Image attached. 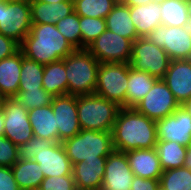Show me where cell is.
Instances as JSON below:
<instances>
[{
  "label": "cell",
  "mask_w": 191,
  "mask_h": 190,
  "mask_svg": "<svg viewBox=\"0 0 191 190\" xmlns=\"http://www.w3.org/2000/svg\"><path fill=\"white\" fill-rule=\"evenodd\" d=\"M121 107L97 94L77 96V112L83 130L109 131L113 129Z\"/></svg>",
  "instance_id": "4"
},
{
  "label": "cell",
  "mask_w": 191,
  "mask_h": 190,
  "mask_svg": "<svg viewBox=\"0 0 191 190\" xmlns=\"http://www.w3.org/2000/svg\"><path fill=\"white\" fill-rule=\"evenodd\" d=\"M81 30V49H86L98 36L106 30L104 18L79 16Z\"/></svg>",
  "instance_id": "33"
},
{
  "label": "cell",
  "mask_w": 191,
  "mask_h": 190,
  "mask_svg": "<svg viewBox=\"0 0 191 190\" xmlns=\"http://www.w3.org/2000/svg\"><path fill=\"white\" fill-rule=\"evenodd\" d=\"M56 143L54 140H46L44 138L33 136L26 143L18 146L19 159L33 160L43 148H49Z\"/></svg>",
  "instance_id": "36"
},
{
  "label": "cell",
  "mask_w": 191,
  "mask_h": 190,
  "mask_svg": "<svg viewBox=\"0 0 191 190\" xmlns=\"http://www.w3.org/2000/svg\"><path fill=\"white\" fill-rule=\"evenodd\" d=\"M42 86L53 97L67 94L68 79L62 59L44 65Z\"/></svg>",
  "instance_id": "27"
},
{
  "label": "cell",
  "mask_w": 191,
  "mask_h": 190,
  "mask_svg": "<svg viewBox=\"0 0 191 190\" xmlns=\"http://www.w3.org/2000/svg\"><path fill=\"white\" fill-rule=\"evenodd\" d=\"M32 24H57L66 16L74 12V1L68 0L57 3L30 1Z\"/></svg>",
  "instance_id": "20"
},
{
  "label": "cell",
  "mask_w": 191,
  "mask_h": 190,
  "mask_svg": "<svg viewBox=\"0 0 191 190\" xmlns=\"http://www.w3.org/2000/svg\"><path fill=\"white\" fill-rule=\"evenodd\" d=\"M11 169L14 179L21 190L40 188L44 176L36 161L19 159Z\"/></svg>",
  "instance_id": "26"
},
{
  "label": "cell",
  "mask_w": 191,
  "mask_h": 190,
  "mask_svg": "<svg viewBox=\"0 0 191 190\" xmlns=\"http://www.w3.org/2000/svg\"><path fill=\"white\" fill-rule=\"evenodd\" d=\"M41 190H77L73 175L52 176L43 179Z\"/></svg>",
  "instance_id": "38"
},
{
  "label": "cell",
  "mask_w": 191,
  "mask_h": 190,
  "mask_svg": "<svg viewBox=\"0 0 191 190\" xmlns=\"http://www.w3.org/2000/svg\"><path fill=\"white\" fill-rule=\"evenodd\" d=\"M152 43L163 48L170 60L191 59V34L187 26H157L146 36Z\"/></svg>",
  "instance_id": "10"
},
{
  "label": "cell",
  "mask_w": 191,
  "mask_h": 190,
  "mask_svg": "<svg viewBox=\"0 0 191 190\" xmlns=\"http://www.w3.org/2000/svg\"><path fill=\"white\" fill-rule=\"evenodd\" d=\"M29 1H41V2H44V3H57V2H63V1H68V0H29Z\"/></svg>",
  "instance_id": "47"
},
{
  "label": "cell",
  "mask_w": 191,
  "mask_h": 190,
  "mask_svg": "<svg viewBox=\"0 0 191 190\" xmlns=\"http://www.w3.org/2000/svg\"><path fill=\"white\" fill-rule=\"evenodd\" d=\"M130 16L139 37H146L161 25L160 4L150 2L146 5L130 7Z\"/></svg>",
  "instance_id": "23"
},
{
  "label": "cell",
  "mask_w": 191,
  "mask_h": 190,
  "mask_svg": "<svg viewBox=\"0 0 191 190\" xmlns=\"http://www.w3.org/2000/svg\"><path fill=\"white\" fill-rule=\"evenodd\" d=\"M6 100H7V97L2 95L0 92V114L3 113L4 111V105Z\"/></svg>",
  "instance_id": "45"
},
{
  "label": "cell",
  "mask_w": 191,
  "mask_h": 190,
  "mask_svg": "<svg viewBox=\"0 0 191 190\" xmlns=\"http://www.w3.org/2000/svg\"><path fill=\"white\" fill-rule=\"evenodd\" d=\"M74 11L79 16L106 18L119 0H73Z\"/></svg>",
  "instance_id": "31"
},
{
  "label": "cell",
  "mask_w": 191,
  "mask_h": 190,
  "mask_svg": "<svg viewBox=\"0 0 191 190\" xmlns=\"http://www.w3.org/2000/svg\"><path fill=\"white\" fill-rule=\"evenodd\" d=\"M22 65V51L0 60V92L7 98L18 94Z\"/></svg>",
  "instance_id": "21"
},
{
  "label": "cell",
  "mask_w": 191,
  "mask_h": 190,
  "mask_svg": "<svg viewBox=\"0 0 191 190\" xmlns=\"http://www.w3.org/2000/svg\"><path fill=\"white\" fill-rule=\"evenodd\" d=\"M66 155L72 165L83 160H98V157H107L115 149L112 132L83 130L62 142Z\"/></svg>",
  "instance_id": "5"
},
{
  "label": "cell",
  "mask_w": 191,
  "mask_h": 190,
  "mask_svg": "<svg viewBox=\"0 0 191 190\" xmlns=\"http://www.w3.org/2000/svg\"><path fill=\"white\" fill-rule=\"evenodd\" d=\"M179 106V102L173 96L165 81L157 79L151 90L134 108L140 114L157 121L171 115Z\"/></svg>",
  "instance_id": "11"
},
{
  "label": "cell",
  "mask_w": 191,
  "mask_h": 190,
  "mask_svg": "<svg viewBox=\"0 0 191 190\" xmlns=\"http://www.w3.org/2000/svg\"><path fill=\"white\" fill-rule=\"evenodd\" d=\"M161 25L184 27L190 22L188 0H165L160 3Z\"/></svg>",
  "instance_id": "29"
},
{
  "label": "cell",
  "mask_w": 191,
  "mask_h": 190,
  "mask_svg": "<svg viewBox=\"0 0 191 190\" xmlns=\"http://www.w3.org/2000/svg\"><path fill=\"white\" fill-rule=\"evenodd\" d=\"M122 4L131 6L146 5L150 2L163 3L165 0H119Z\"/></svg>",
  "instance_id": "42"
},
{
  "label": "cell",
  "mask_w": 191,
  "mask_h": 190,
  "mask_svg": "<svg viewBox=\"0 0 191 190\" xmlns=\"http://www.w3.org/2000/svg\"><path fill=\"white\" fill-rule=\"evenodd\" d=\"M28 117L33 136L59 142L58 126L51 104L28 110Z\"/></svg>",
  "instance_id": "22"
},
{
  "label": "cell",
  "mask_w": 191,
  "mask_h": 190,
  "mask_svg": "<svg viewBox=\"0 0 191 190\" xmlns=\"http://www.w3.org/2000/svg\"><path fill=\"white\" fill-rule=\"evenodd\" d=\"M20 44L14 39L0 33V60L12 56L19 50Z\"/></svg>",
  "instance_id": "40"
},
{
  "label": "cell",
  "mask_w": 191,
  "mask_h": 190,
  "mask_svg": "<svg viewBox=\"0 0 191 190\" xmlns=\"http://www.w3.org/2000/svg\"><path fill=\"white\" fill-rule=\"evenodd\" d=\"M160 190H191V170L185 167L164 170Z\"/></svg>",
  "instance_id": "32"
},
{
  "label": "cell",
  "mask_w": 191,
  "mask_h": 190,
  "mask_svg": "<svg viewBox=\"0 0 191 190\" xmlns=\"http://www.w3.org/2000/svg\"><path fill=\"white\" fill-rule=\"evenodd\" d=\"M128 63H100L95 94L126 107Z\"/></svg>",
  "instance_id": "7"
},
{
  "label": "cell",
  "mask_w": 191,
  "mask_h": 190,
  "mask_svg": "<svg viewBox=\"0 0 191 190\" xmlns=\"http://www.w3.org/2000/svg\"><path fill=\"white\" fill-rule=\"evenodd\" d=\"M166 51L152 43L147 37H139L132 43L130 66L137 71L147 72L163 79L170 64Z\"/></svg>",
  "instance_id": "6"
},
{
  "label": "cell",
  "mask_w": 191,
  "mask_h": 190,
  "mask_svg": "<svg viewBox=\"0 0 191 190\" xmlns=\"http://www.w3.org/2000/svg\"><path fill=\"white\" fill-rule=\"evenodd\" d=\"M0 190H21L14 179L11 167L0 166Z\"/></svg>",
  "instance_id": "39"
},
{
  "label": "cell",
  "mask_w": 191,
  "mask_h": 190,
  "mask_svg": "<svg viewBox=\"0 0 191 190\" xmlns=\"http://www.w3.org/2000/svg\"><path fill=\"white\" fill-rule=\"evenodd\" d=\"M157 141L191 145V116L179 106L171 115L156 121Z\"/></svg>",
  "instance_id": "14"
},
{
  "label": "cell",
  "mask_w": 191,
  "mask_h": 190,
  "mask_svg": "<svg viewBox=\"0 0 191 190\" xmlns=\"http://www.w3.org/2000/svg\"><path fill=\"white\" fill-rule=\"evenodd\" d=\"M0 136H4V113L0 114Z\"/></svg>",
  "instance_id": "46"
},
{
  "label": "cell",
  "mask_w": 191,
  "mask_h": 190,
  "mask_svg": "<svg viewBox=\"0 0 191 190\" xmlns=\"http://www.w3.org/2000/svg\"><path fill=\"white\" fill-rule=\"evenodd\" d=\"M51 106L56 118V126H58L60 143L72 138L81 131L78 121L76 95L65 94L53 97Z\"/></svg>",
  "instance_id": "13"
},
{
  "label": "cell",
  "mask_w": 191,
  "mask_h": 190,
  "mask_svg": "<svg viewBox=\"0 0 191 190\" xmlns=\"http://www.w3.org/2000/svg\"><path fill=\"white\" fill-rule=\"evenodd\" d=\"M183 167L188 168L189 170H191V145H189L186 148V156H185Z\"/></svg>",
  "instance_id": "43"
},
{
  "label": "cell",
  "mask_w": 191,
  "mask_h": 190,
  "mask_svg": "<svg viewBox=\"0 0 191 190\" xmlns=\"http://www.w3.org/2000/svg\"><path fill=\"white\" fill-rule=\"evenodd\" d=\"M107 157L83 160L73 165L72 175L77 190H101Z\"/></svg>",
  "instance_id": "18"
},
{
  "label": "cell",
  "mask_w": 191,
  "mask_h": 190,
  "mask_svg": "<svg viewBox=\"0 0 191 190\" xmlns=\"http://www.w3.org/2000/svg\"><path fill=\"white\" fill-rule=\"evenodd\" d=\"M180 106L191 116V98L183 102Z\"/></svg>",
  "instance_id": "44"
},
{
  "label": "cell",
  "mask_w": 191,
  "mask_h": 190,
  "mask_svg": "<svg viewBox=\"0 0 191 190\" xmlns=\"http://www.w3.org/2000/svg\"><path fill=\"white\" fill-rule=\"evenodd\" d=\"M111 132L114 149L119 152L153 149L158 140L156 121L135 108L121 107Z\"/></svg>",
  "instance_id": "1"
},
{
  "label": "cell",
  "mask_w": 191,
  "mask_h": 190,
  "mask_svg": "<svg viewBox=\"0 0 191 190\" xmlns=\"http://www.w3.org/2000/svg\"><path fill=\"white\" fill-rule=\"evenodd\" d=\"M130 190H160V181L134 176Z\"/></svg>",
  "instance_id": "41"
},
{
  "label": "cell",
  "mask_w": 191,
  "mask_h": 190,
  "mask_svg": "<svg viewBox=\"0 0 191 190\" xmlns=\"http://www.w3.org/2000/svg\"><path fill=\"white\" fill-rule=\"evenodd\" d=\"M173 96L181 105L191 98V59L170 61L163 78Z\"/></svg>",
  "instance_id": "16"
},
{
  "label": "cell",
  "mask_w": 191,
  "mask_h": 190,
  "mask_svg": "<svg viewBox=\"0 0 191 190\" xmlns=\"http://www.w3.org/2000/svg\"><path fill=\"white\" fill-rule=\"evenodd\" d=\"M19 103L27 110L43 107L51 104L53 96L47 93L43 88H37L27 91H18L15 97Z\"/></svg>",
  "instance_id": "35"
},
{
  "label": "cell",
  "mask_w": 191,
  "mask_h": 190,
  "mask_svg": "<svg viewBox=\"0 0 191 190\" xmlns=\"http://www.w3.org/2000/svg\"><path fill=\"white\" fill-rule=\"evenodd\" d=\"M134 176L157 179L163 173L156 149H135L125 152Z\"/></svg>",
  "instance_id": "19"
},
{
  "label": "cell",
  "mask_w": 191,
  "mask_h": 190,
  "mask_svg": "<svg viewBox=\"0 0 191 190\" xmlns=\"http://www.w3.org/2000/svg\"><path fill=\"white\" fill-rule=\"evenodd\" d=\"M33 160L39 164L44 178L72 175L73 165L60 142L49 148H43Z\"/></svg>",
  "instance_id": "17"
},
{
  "label": "cell",
  "mask_w": 191,
  "mask_h": 190,
  "mask_svg": "<svg viewBox=\"0 0 191 190\" xmlns=\"http://www.w3.org/2000/svg\"><path fill=\"white\" fill-rule=\"evenodd\" d=\"M187 29H188L189 33L191 34V22H189V23L187 24Z\"/></svg>",
  "instance_id": "50"
},
{
  "label": "cell",
  "mask_w": 191,
  "mask_h": 190,
  "mask_svg": "<svg viewBox=\"0 0 191 190\" xmlns=\"http://www.w3.org/2000/svg\"><path fill=\"white\" fill-rule=\"evenodd\" d=\"M18 160V146L5 136H0V166L12 167Z\"/></svg>",
  "instance_id": "37"
},
{
  "label": "cell",
  "mask_w": 191,
  "mask_h": 190,
  "mask_svg": "<svg viewBox=\"0 0 191 190\" xmlns=\"http://www.w3.org/2000/svg\"><path fill=\"white\" fill-rule=\"evenodd\" d=\"M62 60L68 79L67 94H94L100 62L87 49H75Z\"/></svg>",
  "instance_id": "3"
},
{
  "label": "cell",
  "mask_w": 191,
  "mask_h": 190,
  "mask_svg": "<svg viewBox=\"0 0 191 190\" xmlns=\"http://www.w3.org/2000/svg\"><path fill=\"white\" fill-rule=\"evenodd\" d=\"M22 0H0V2H4V3H12V2H19Z\"/></svg>",
  "instance_id": "49"
},
{
  "label": "cell",
  "mask_w": 191,
  "mask_h": 190,
  "mask_svg": "<svg viewBox=\"0 0 191 190\" xmlns=\"http://www.w3.org/2000/svg\"><path fill=\"white\" fill-rule=\"evenodd\" d=\"M4 136L19 146L33 137L28 110L14 98H7L4 105Z\"/></svg>",
  "instance_id": "12"
},
{
  "label": "cell",
  "mask_w": 191,
  "mask_h": 190,
  "mask_svg": "<svg viewBox=\"0 0 191 190\" xmlns=\"http://www.w3.org/2000/svg\"><path fill=\"white\" fill-rule=\"evenodd\" d=\"M31 6L29 0L0 2V33L19 44L31 29Z\"/></svg>",
  "instance_id": "8"
},
{
  "label": "cell",
  "mask_w": 191,
  "mask_h": 190,
  "mask_svg": "<svg viewBox=\"0 0 191 190\" xmlns=\"http://www.w3.org/2000/svg\"><path fill=\"white\" fill-rule=\"evenodd\" d=\"M188 12H189V20L191 22V0H188Z\"/></svg>",
  "instance_id": "48"
},
{
  "label": "cell",
  "mask_w": 191,
  "mask_h": 190,
  "mask_svg": "<svg viewBox=\"0 0 191 190\" xmlns=\"http://www.w3.org/2000/svg\"><path fill=\"white\" fill-rule=\"evenodd\" d=\"M185 146L175 141H157L155 145L162 170L183 167L186 156Z\"/></svg>",
  "instance_id": "28"
},
{
  "label": "cell",
  "mask_w": 191,
  "mask_h": 190,
  "mask_svg": "<svg viewBox=\"0 0 191 190\" xmlns=\"http://www.w3.org/2000/svg\"><path fill=\"white\" fill-rule=\"evenodd\" d=\"M157 78L147 72L134 70L128 64V85L126 91V108H134L151 90Z\"/></svg>",
  "instance_id": "25"
},
{
  "label": "cell",
  "mask_w": 191,
  "mask_h": 190,
  "mask_svg": "<svg viewBox=\"0 0 191 190\" xmlns=\"http://www.w3.org/2000/svg\"><path fill=\"white\" fill-rule=\"evenodd\" d=\"M44 65L23 56L18 91H27L43 88L42 79Z\"/></svg>",
  "instance_id": "30"
},
{
  "label": "cell",
  "mask_w": 191,
  "mask_h": 190,
  "mask_svg": "<svg viewBox=\"0 0 191 190\" xmlns=\"http://www.w3.org/2000/svg\"><path fill=\"white\" fill-rule=\"evenodd\" d=\"M106 29L130 39L134 42L139 38L130 16V7L118 1L106 16Z\"/></svg>",
  "instance_id": "24"
},
{
  "label": "cell",
  "mask_w": 191,
  "mask_h": 190,
  "mask_svg": "<svg viewBox=\"0 0 191 190\" xmlns=\"http://www.w3.org/2000/svg\"><path fill=\"white\" fill-rule=\"evenodd\" d=\"M19 49L24 57L43 65L59 61L75 50L53 24H32Z\"/></svg>",
  "instance_id": "2"
},
{
  "label": "cell",
  "mask_w": 191,
  "mask_h": 190,
  "mask_svg": "<svg viewBox=\"0 0 191 190\" xmlns=\"http://www.w3.org/2000/svg\"><path fill=\"white\" fill-rule=\"evenodd\" d=\"M132 41L106 29L86 49L100 63H128L132 55Z\"/></svg>",
  "instance_id": "9"
},
{
  "label": "cell",
  "mask_w": 191,
  "mask_h": 190,
  "mask_svg": "<svg viewBox=\"0 0 191 190\" xmlns=\"http://www.w3.org/2000/svg\"><path fill=\"white\" fill-rule=\"evenodd\" d=\"M133 177L126 153L114 150L106 158L101 190H130Z\"/></svg>",
  "instance_id": "15"
},
{
  "label": "cell",
  "mask_w": 191,
  "mask_h": 190,
  "mask_svg": "<svg viewBox=\"0 0 191 190\" xmlns=\"http://www.w3.org/2000/svg\"><path fill=\"white\" fill-rule=\"evenodd\" d=\"M59 32L67 39V41L75 48L81 49V30L79 23V15L74 11L69 16L59 20L55 24Z\"/></svg>",
  "instance_id": "34"
}]
</instances>
